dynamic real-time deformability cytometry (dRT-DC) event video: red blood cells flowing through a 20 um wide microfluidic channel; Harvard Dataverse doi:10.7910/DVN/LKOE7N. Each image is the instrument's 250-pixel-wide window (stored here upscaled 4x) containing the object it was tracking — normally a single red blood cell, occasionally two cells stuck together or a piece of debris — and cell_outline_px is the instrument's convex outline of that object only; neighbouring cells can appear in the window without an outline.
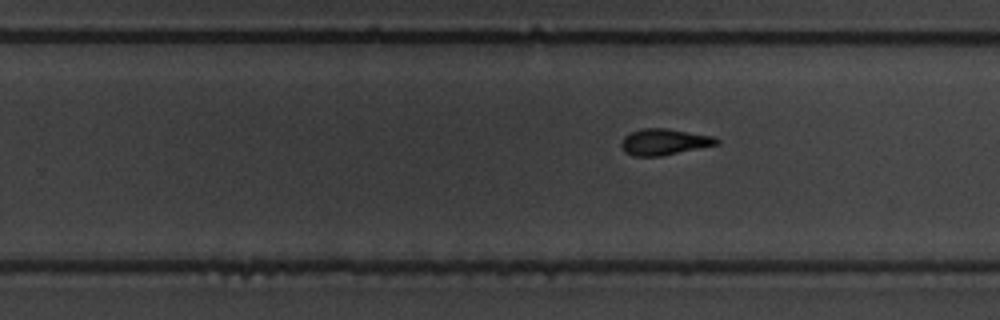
{"species": "common noctule bat (a hibernating species)", "species_latin": "Nyctalus noctula", "temperature_condition": "warm", "stored_images_in_passage": 11, "segment_of_instrument_passage": [2, 2], "camera_frame_rate_fps": 3000, "um_per_image_px": 0.085, "animal": {"sex": "male", "body_mass_g": 19.5, "forearm_length_mm": 54.6}, "frame": {"image": 1, "passage_image": 11, "time_ms": 12.667, "image_size_px": [1000, 320], "cell_outline_px": [[720, 144], [664, 156], [632, 156], [624, 152], [620, 144], [624, 136], [632, 132], [644, 128], [668, 128], [716, 136], [720, 140]], "centroid_in_image_um": [56.51, 12.06], "position_along_channel_um": 273.3, "area_um2": 14.91}}